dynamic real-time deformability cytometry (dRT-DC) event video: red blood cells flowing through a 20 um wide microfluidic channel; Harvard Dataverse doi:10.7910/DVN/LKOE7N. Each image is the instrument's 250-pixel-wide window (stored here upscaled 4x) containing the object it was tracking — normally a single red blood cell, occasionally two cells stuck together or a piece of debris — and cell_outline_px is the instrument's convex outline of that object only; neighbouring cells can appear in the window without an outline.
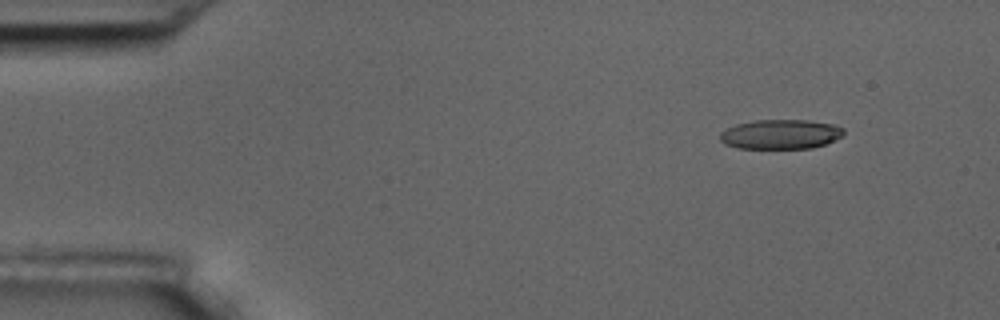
{"species": "common noctule bat (a hibernating species)", "species_latin": "Nyctalus noctula", "temperature_condition": "room temperature", "stored_images_in_passage": 4, "camera_frame_rate_fps": 3000, "um_per_image_px": 0.085, "animal": {"sex": "male", "body_mass_g": 17.5, "forearm_length_mm": 52.3}, "frame": {"image": 1, "passage_image": 1, "time_ms": 0.0, "image_size_px": [1000, 320], "cell_outline_px": [[844, 136], [824, 144], [812, 148], [736, 148], [724, 144], [720, 140], [720, 132], [736, 124], [752, 120], [808, 120], [836, 124], [844, 128]], "centroid_in_image_um": [66.36, 11.4], "position_along_channel_um": 18.6, "area_um2": 21.5}}
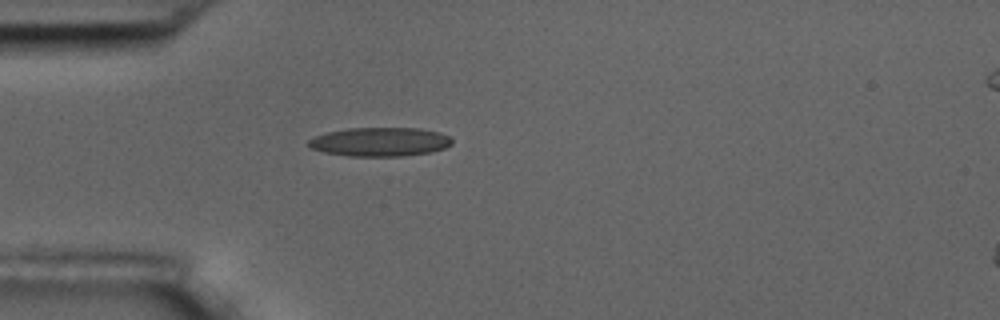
{"frame": {"image": 2, "passage_image": 4, "time_ms": 3.333, "image_size_px": [1000, 320], "cell_outline_px": [[452, 144], [444, 148], [432, 152], [400, 156], [348, 156], [324, 152], [312, 148], [308, 144], [308, 140], [316, 136], [328, 132], [348, 128], [420, 128], [440, 132], [448, 136], [452, 140]], "centroid_in_image_um": [32.32, 12.05], "position_along_channel_um": 52.7, "area_um2": 24.1}}